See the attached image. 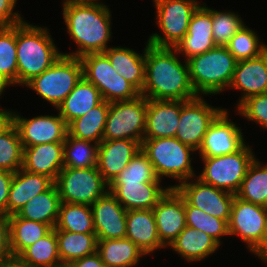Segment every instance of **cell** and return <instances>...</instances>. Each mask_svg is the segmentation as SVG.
<instances>
[{
  "label": "cell",
  "instance_id": "cell-1",
  "mask_svg": "<svg viewBox=\"0 0 267 267\" xmlns=\"http://www.w3.org/2000/svg\"><path fill=\"white\" fill-rule=\"evenodd\" d=\"M145 45V84L140 94L151 100L187 101L197 97L187 60L182 63L175 48Z\"/></svg>",
  "mask_w": 267,
  "mask_h": 267
},
{
  "label": "cell",
  "instance_id": "cell-2",
  "mask_svg": "<svg viewBox=\"0 0 267 267\" xmlns=\"http://www.w3.org/2000/svg\"><path fill=\"white\" fill-rule=\"evenodd\" d=\"M62 14L66 31L73 39L77 50L63 55L81 58L90 53H103L112 39V15L106 4L62 1Z\"/></svg>",
  "mask_w": 267,
  "mask_h": 267
},
{
  "label": "cell",
  "instance_id": "cell-3",
  "mask_svg": "<svg viewBox=\"0 0 267 267\" xmlns=\"http://www.w3.org/2000/svg\"><path fill=\"white\" fill-rule=\"evenodd\" d=\"M17 85L47 70L61 55L49 28L23 21L16 25Z\"/></svg>",
  "mask_w": 267,
  "mask_h": 267
},
{
  "label": "cell",
  "instance_id": "cell-4",
  "mask_svg": "<svg viewBox=\"0 0 267 267\" xmlns=\"http://www.w3.org/2000/svg\"><path fill=\"white\" fill-rule=\"evenodd\" d=\"M237 62L226 46H216L187 59L190 82L196 95H216L228 89Z\"/></svg>",
  "mask_w": 267,
  "mask_h": 267
},
{
  "label": "cell",
  "instance_id": "cell-5",
  "mask_svg": "<svg viewBox=\"0 0 267 267\" xmlns=\"http://www.w3.org/2000/svg\"><path fill=\"white\" fill-rule=\"evenodd\" d=\"M141 150L147 155L161 181L165 177L178 181V184L172 185L171 188H176L182 182L197 176L191 157V154L196 153L195 150L176 137L143 139Z\"/></svg>",
  "mask_w": 267,
  "mask_h": 267
},
{
  "label": "cell",
  "instance_id": "cell-6",
  "mask_svg": "<svg viewBox=\"0 0 267 267\" xmlns=\"http://www.w3.org/2000/svg\"><path fill=\"white\" fill-rule=\"evenodd\" d=\"M82 77L81 59L62 54L47 70L24 86L32 89L57 109Z\"/></svg>",
  "mask_w": 267,
  "mask_h": 267
},
{
  "label": "cell",
  "instance_id": "cell-7",
  "mask_svg": "<svg viewBox=\"0 0 267 267\" xmlns=\"http://www.w3.org/2000/svg\"><path fill=\"white\" fill-rule=\"evenodd\" d=\"M203 171L196 178L215 188L236 194L247 169L256 158L253 149L244 144L234 153L215 157H200Z\"/></svg>",
  "mask_w": 267,
  "mask_h": 267
},
{
  "label": "cell",
  "instance_id": "cell-8",
  "mask_svg": "<svg viewBox=\"0 0 267 267\" xmlns=\"http://www.w3.org/2000/svg\"><path fill=\"white\" fill-rule=\"evenodd\" d=\"M156 24L161 34L152 33L147 42L155 47L175 48L188 31L193 13L201 5L197 0H153Z\"/></svg>",
  "mask_w": 267,
  "mask_h": 267
},
{
  "label": "cell",
  "instance_id": "cell-9",
  "mask_svg": "<svg viewBox=\"0 0 267 267\" xmlns=\"http://www.w3.org/2000/svg\"><path fill=\"white\" fill-rule=\"evenodd\" d=\"M54 184L61 203L91 206L109 190V184L103 179L97 167L63 168Z\"/></svg>",
  "mask_w": 267,
  "mask_h": 267
},
{
  "label": "cell",
  "instance_id": "cell-10",
  "mask_svg": "<svg viewBox=\"0 0 267 267\" xmlns=\"http://www.w3.org/2000/svg\"><path fill=\"white\" fill-rule=\"evenodd\" d=\"M148 99L143 95L132 100L110 102L103 140L143 141Z\"/></svg>",
  "mask_w": 267,
  "mask_h": 267
},
{
  "label": "cell",
  "instance_id": "cell-11",
  "mask_svg": "<svg viewBox=\"0 0 267 267\" xmlns=\"http://www.w3.org/2000/svg\"><path fill=\"white\" fill-rule=\"evenodd\" d=\"M83 76L100 91L107 102L132 100L140 92L111 65L104 53H90L82 56Z\"/></svg>",
  "mask_w": 267,
  "mask_h": 267
},
{
  "label": "cell",
  "instance_id": "cell-12",
  "mask_svg": "<svg viewBox=\"0 0 267 267\" xmlns=\"http://www.w3.org/2000/svg\"><path fill=\"white\" fill-rule=\"evenodd\" d=\"M229 236H239L255 254L267 236V208L234 197L228 222Z\"/></svg>",
  "mask_w": 267,
  "mask_h": 267
},
{
  "label": "cell",
  "instance_id": "cell-13",
  "mask_svg": "<svg viewBox=\"0 0 267 267\" xmlns=\"http://www.w3.org/2000/svg\"><path fill=\"white\" fill-rule=\"evenodd\" d=\"M224 109L210 105L203 96L181 101L175 137L197 152L209 126Z\"/></svg>",
  "mask_w": 267,
  "mask_h": 267
},
{
  "label": "cell",
  "instance_id": "cell-14",
  "mask_svg": "<svg viewBox=\"0 0 267 267\" xmlns=\"http://www.w3.org/2000/svg\"><path fill=\"white\" fill-rule=\"evenodd\" d=\"M195 178L186 180L177 186L178 192L191 206L228 223L235 195Z\"/></svg>",
  "mask_w": 267,
  "mask_h": 267
},
{
  "label": "cell",
  "instance_id": "cell-15",
  "mask_svg": "<svg viewBox=\"0 0 267 267\" xmlns=\"http://www.w3.org/2000/svg\"><path fill=\"white\" fill-rule=\"evenodd\" d=\"M12 123L16 126L23 147L42 143L64 142L68 133L65 120L57 113L25 118L11 111Z\"/></svg>",
  "mask_w": 267,
  "mask_h": 267
},
{
  "label": "cell",
  "instance_id": "cell-16",
  "mask_svg": "<svg viewBox=\"0 0 267 267\" xmlns=\"http://www.w3.org/2000/svg\"><path fill=\"white\" fill-rule=\"evenodd\" d=\"M225 108L209 126L198 153L201 157H215L231 154L244 144L242 129L231 119Z\"/></svg>",
  "mask_w": 267,
  "mask_h": 267
},
{
  "label": "cell",
  "instance_id": "cell-17",
  "mask_svg": "<svg viewBox=\"0 0 267 267\" xmlns=\"http://www.w3.org/2000/svg\"><path fill=\"white\" fill-rule=\"evenodd\" d=\"M152 210L158 237L168 248L186 227L185 199L176 188H170Z\"/></svg>",
  "mask_w": 267,
  "mask_h": 267
},
{
  "label": "cell",
  "instance_id": "cell-18",
  "mask_svg": "<svg viewBox=\"0 0 267 267\" xmlns=\"http://www.w3.org/2000/svg\"><path fill=\"white\" fill-rule=\"evenodd\" d=\"M90 207L97 240L126 237L127 210L109 190Z\"/></svg>",
  "mask_w": 267,
  "mask_h": 267
},
{
  "label": "cell",
  "instance_id": "cell-19",
  "mask_svg": "<svg viewBox=\"0 0 267 267\" xmlns=\"http://www.w3.org/2000/svg\"><path fill=\"white\" fill-rule=\"evenodd\" d=\"M206 6L203 3L196 9L186 35L175 47L178 54L184 55L186 60L216 47L213 40L212 8Z\"/></svg>",
  "mask_w": 267,
  "mask_h": 267
},
{
  "label": "cell",
  "instance_id": "cell-20",
  "mask_svg": "<svg viewBox=\"0 0 267 267\" xmlns=\"http://www.w3.org/2000/svg\"><path fill=\"white\" fill-rule=\"evenodd\" d=\"M141 150V144L131 139L102 140L99 143L97 169L110 184Z\"/></svg>",
  "mask_w": 267,
  "mask_h": 267
},
{
  "label": "cell",
  "instance_id": "cell-21",
  "mask_svg": "<svg viewBox=\"0 0 267 267\" xmlns=\"http://www.w3.org/2000/svg\"><path fill=\"white\" fill-rule=\"evenodd\" d=\"M229 89L242 92L236 107L248 97L267 93V50L259 57L237 62Z\"/></svg>",
  "mask_w": 267,
  "mask_h": 267
},
{
  "label": "cell",
  "instance_id": "cell-22",
  "mask_svg": "<svg viewBox=\"0 0 267 267\" xmlns=\"http://www.w3.org/2000/svg\"><path fill=\"white\" fill-rule=\"evenodd\" d=\"M180 114L181 100L148 99L143 139L175 137Z\"/></svg>",
  "mask_w": 267,
  "mask_h": 267
},
{
  "label": "cell",
  "instance_id": "cell-23",
  "mask_svg": "<svg viewBox=\"0 0 267 267\" xmlns=\"http://www.w3.org/2000/svg\"><path fill=\"white\" fill-rule=\"evenodd\" d=\"M161 183L144 182L109 185V191L127 211L153 209L171 188V185L162 187Z\"/></svg>",
  "mask_w": 267,
  "mask_h": 267
},
{
  "label": "cell",
  "instance_id": "cell-24",
  "mask_svg": "<svg viewBox=\"0 0 267 267\" xmlns=\"http://www.w3.org/2000/svg\"><path fill=\"white\" fill-rule=\"evenodd\" d=\"M64 143H42L23 147L22 169L34 174H43L56 180L63 169Z\"/></svg>",
  "mask_w": 267,
  "mask_h": 267
},
{
  "label": "cell",
  "instance_id": "cell-25",
  "mask_svg": "<svg viewBox=\"0 0 267 267\" xmlns=\"http://www.w3.org/2000/svg\"><path fill=\"white\" fill-rule=\"evenodd\" d=\"M54 181L46 175L20 168L13 174L7 201V216L17 214L36 195L47 191Z\"/></svg>",
  "mask_w": 267,
  "mask_h": 267
},
{
  "label": "cell",
  "instance_id": "cell-26",
  "mask_svg": "<svg viewBox=\"0 0 267 267\" xmlns=\"http://www.w3.org/2000/svg\"><path fill=\"white\" fill-rule=\"evenodd\" d=\"M126 238L132 240L146 255L166 248L158 237L152 209L127 211Z\"/></svg>",
  "mask_w": 267,
  "mask_h": 267
},
{
  "label": "cell",
  "instance_id": "cell-27",
  "mask_svg": "<svg viewBox=\"0 0 267 267\" xmlns=\"http://www.w3.org/2000/svg\"><path fill=\"white\" fill-rule=\"evenodd\" d=\"M102 101L98 88L83 76L56 110L68 125Z\"/></svg>",
  "mask_w": 267,
  "mask_h": 267
},
{
  "label": "cell",
  "instance_id": "cell-28",
  "mask_svg": "<svg viewBox=\"0 0 267 267\" xmlns=\"http://www.w3.org/2000/svg\"><path fill=\"white\" fill-rule=\"evenodd\" d=\"M140 54L128 47L114 46L103 53L108 57L112 67L140 93L145 84V51Z\"/></svg>",
  "mask_w": 267,
  "mask_h": 267
},
{
  "label": "cell",
  "instance_id": "cell-29",
  "mask_svg": "<svg viewBox=\"0 0 267 267\" xmlns=\"http://www.w3.org/2000/svg\"><path fill=\"white\" fill-rule=\"evenodd\" d=\"M220 244L203 231L186 226L177 238L169 245L176 254L186 261L196 262L213 255Z\"/></svg>",
  "mask_w": 267,
  "mask_h": 267
},
{
  "label": "cell",
  "instance_id": "cell-30",
  "mask_svg": "<svg viewBox=\"0 0 267 267\" xmlns=\"http://www.w3.org/2000/svg\"><path fill=\"white\" fill-rule=\"evenodd\" d=\"M97 253L106 267H136L146 254L130 239L98 240Z\"/></svg>",
  "mask_w": 267,
  "mask_h": 267
},
{
  "label": "cell",
  "instance_id": "cell-31",
  "mask_svg": "<svg viewBox=\"0 0 267 267\" xmlns=\"http://www.w3.org/2000/svg\"><path fill=\"white\" fill-rule=\"evenodd\" d=\"M51 230L52 228L45 223L20 218L17 214L8 216L9 250L12 258L15 259L25 248Z\"/></svg>",
  "mask_w": 267,
  "mask_h": 267
},
{
  "label": "cell",
  "instance_id": "cell-32",
  "mask_svg": "<svg viewBox=\"0 0 267 267\" xmlns=\"http://www.w3.org/2000/svg\"><path fill=\"white\" fill-rule=\"evenodd\" d=\"M60 205L61 199L56 185L53 184L47 191L28 201L17 215L20 218L45 223L53 229L58 219Z\"/></svg>",
  "mask_w": 267,
  "mask_h": 267
},
{
  "label": "cell",
  "instance_id": "cell-33",
  "mask_svg": "<svg viewBox=\"0 0 267 267\" xmlns=\"http://www.w3.org/2000/svg\"><path fill=\"white\" fill-rule=\"evenodd\" d=\"M109 105L110 102L103 100L85 115L70 122L67 125L68 134L78 139L99 144L103 140Z\"/></svg>",
  "mask_w": 267,
  "mask_h": 267
},
{
  "label": "cell",
  "instance_id": "cell-34",
  "mask_svg": "<svg viewBox=\"0 0 267 267\" xmlns=\"http://www.w3.org/2000/svg\"><path fill=\"white\" fill-rule=\"evenodd\" d=\"M15 260L24 267H55L61 260L58 254L56 230L25 248Z\"/></svg>",
  "mask_w": 267,
  "mask_h": 267
},
{
  "label": "cell",
  "instance_id": "cell-35",
  "mask_svg": "<svg viewBox=\"0 0 267 267\" xmlns=\"http://www.w3.org/2000/svg\"><path fill=\"white\" fill-rule=\"evenodd\" d=\"M58 254L61 262L73 263L97 252L95 233H74L56 230Z\"/></svg>",
  "mask_w": 267,
  "mask_h": 267
},
{
  "label": "cell",
  "instance_id": "cell-36",
  "mask_svg": "<svg viewBox=\"0 0 267 267\" xmlns=\"http://www.w3.org/2000/svg\"><path fill=\"white\" fill-rule=\"evenodd\" d=\"M238 198L267 208V164L255 158L235 194Z\"/></svg>",
  "mask_w": 267,
  "mask_h": 267
},
{
  "label": "cell",
  "instance_id": "cell-37",
  "mask_svg": "<svg viewBox=\"0 0 267 267\" xmlns=\"http://www.w3.org/2000/svg\"><path fill=\"white\" fill-rule=\"evenodd\" d=\"M16 25L0 28V88L17 85Z\"/></svg>",
  "mask_w": 267,
  "mask_h": 267
},
{
  "label": "cell",
  "instance_id": "cell-38",
  "mask_svg": "<svg viewBox=\"0 0 267 267\" xmlns=\"http://www.w3.org/2000/svg\"><path fill=\"white\" fill-rule=\"evenodd\" d=\"M55 230L74 233H95L89 205L61 203Z\"/></svg>",
  "mask_w": 267,
  "mask_h": 267
},
{
  "label": "cell",
  "instance_id": "cell-39",
  "mask_svg": "<svg viewBox=\"0 0 267 267\" xmlns=\"http://www.w3.org/2000/svg\"><path fill=\"white\" fill-rule=\"evenodd\" d=\"M64 143L63 168L96 167L99 144L75 138L67 133Z\"/></svg>",
  "mask_w": 267,
  "mask_h": 267
},
{
  "label": "cell",
  "instance_id": "cell-40",
  "mask_svg": "<svg viewBox=\"0 0 267 267\" xmlns=\"http://www.w3.org/2000/svg\"><path fill=\"white\" fill-rule=\"evenodd\" d=\"M22 165V142L16 126L11 122L0 133V169L15 173Z\"/></svg>",
  "mask_w": 267,
  "mask_h": 267
},
{
  "label": "cell",
  "instance_id": "cell-41",
  "mask_svg": "<svg viewBox=\"0 0 267 267\" xmlns=\"http://www.w3.org/2000/svg\"><path fill=\"white\" fill-rule=\"evenodd\" d=\"M226 47L237 61L259 57L267 50V44L261 42L256 31L246 24L230 39Z\"/></svg>",
  "mask_w": 267,
  "mask_h": 267
},
{
  "label": "cell",
  "instance_id": "cell-42",
  "mask_svg": "<svg viewBox=\"0 0 267 267\" xmlns=\"http://www.w3.org/2000/svg\"><path fill=\"white\" fill-rule=\"evenodd\" d=\"M186 226L203 231L214 238L220 245L221 237L229 236L228 223L214 216L208 215L197 207L191 206L185 200Z\"/></svg>",
  "mask_w": 267,
  "mask_h": 267
},
{
  "label": "cell",
  "instance_id": "cell-43",
  "mask_svg": "<svg viewBox=\"0 0 267 267\" xmlns=\"http://www.w3.org/2000/svg\"><path fill=\"white\" fill-rule=\"evenodd\" d=\"M161 182L157 177L147 155L140 150L127 167L109 184L125 185V183Z\"/></svg>",
  "mask_w": 267,
  "mask_h": 267
},
{
  "label": "cell",
  "instance_id": "cell-44",
  "mask_svg": "<svg viewBox=\"0 0 267 267\" xmlns=\"http://www.w3.org/2000/svg\"><path fill=\"white\" fill-rule=\"evenodd\" d=\"M213 40L216 46H226L230 39L245 26V22L233 11H217L212 8Z\"/></svg>",
  "mask_w": 267,
  "mask_h": 267
},
{
  "label": "cell",
  "instance_id": "cell-45",
  "mask_svg": "<svg viewBox=\"0 0 267 267\" xmlns=\"http://www.w3.org/2000/svg\"><path fill=\"white\" fill-rule=\"evenodd\" d=\"M236 112L267 130V93L248 97L237 107Z\"/></svg>",
  "mask_w": 267,
  "mask_h": 267
},
{
  "label": "cell",
  "instance_id": "cell-46",
  "mask_svg": "<svg viewBox=\"0 0 267 267\" xmlns=\"http://www.w3.org/2000/svg\"><path fill=\"white\" fill-rule=\"evenodd\" d=\"M17 0H0V28L10 27L25 21L21 14L14 11Z\"/></svg>",
  "mask_w": 267,
  "mask_h": 267
},
{
  "label": "cell",
  "instance_id": "cell-47",
  "mask_svg": "<svg viewBox=\"0 0 267 267\" xmlns=\"http://www.w3.org/2000/svg\"><path fill=\"white\" fill-rule=\"evenodd\" d=\"M9 250L8 216L0 215V264L12 261Z\"/></svg>",
  "mask_w": 267,
  "mask_h": 267
},
{
  "label": "cell",
  "instance_id": "cell-48",
  "mask_svg": "<svg viewBox=\"0 0 267 267\" xmlns=\"http://www.w3.org/2000/svg\"><path fill=\"white\" fill-rule=\"evenodd\" d=\"M13 172L0 169V215L7 216V201Z\"/></svg>",
  "mask_w": 267,
  "mask_h": 267
},
{
  "label": "cell",
  "instance_id": "cell-49",
  "mask_svg": "<svg viewBox=\"0 0 267 267\" xmlns=\"http://www.w3.org/2000/svg\"><path fill=\"white\" fill-rule=\"evenodd\" d=\"M73 265L75 267H106L97 252L92 255L75 260L73 262Z\"/></svg>",
  "mask_w": 267,
  "mask_h": 267
},
{
  "label": "cell",
  "instance_id": "cell-50",
  "mask_svg": "<svg viewBox=\"0 0 267 267\" xmlns=\"http://www.w3.org/2000/svg\"><path fill=\"white\" fill-rule=\"evenodd\" d=\"M12 122L11 110L0 108V133Z\"/></svg>",
  "mask_w": 267,
  "mask_h": 267
},
{
  "label": "cell",
  "instance_id": "cell-51",
  "mask_svg": "<svg viewBox=\"0 0 267 267\" xmlns=\"http://www.w3.org/2000/svg\"><path fill=\"white\" fill-rule=\"evenodd\" d=\"M255 255L258 256V258L261 259L262 262H267V236L263 246L255 253Z\"/></svg>",
  "mask_w": 267,
  "mask_h": 267
},
{
  "label": "cell",
  "instance_id": "cell-52",
  "mask_svg": "<svg viewBox=\"0 0 267 267\" xmlns=\"http://www.w3.org/2000/svg\"><path fill=\"white\" fill-rule=\"evenodd\" d=\"M0 267H24V266H21L15 259H13L10 262L0 264Z\"/></svg>",
  "mask_w": 267,
  "mask_h": 267
},
{
  "label": "cell",
  "instance_id": "cell-53",
  "mask_svg": "<svg viewBox=\"0 0 267 267\" xmlns=\"http://www.w3.org/2000/svg\"><path fill=\"white\" fill-rule=\"evenodd\" d=\"M55 267H75V266L73 265V263H63V262H61Z\"/></svg>",
  "mask_w": 267,
  "mask_h": 267
},
{
  "label": "cell",
  "instance_id": "cell-54",
  "mask_svg": "<svg viewBox=\"0 0 267 267\" xmlns=\"http://www.w3.org/2000/svg\"><path fill=\"white\" fill-rule=\"evenodd\" d=\"M75 1H78V2H89V3H99L98 0H75Z\"/></svg>",
  "mask_w": 267,
  "mask_h": 267
},
{
  "label": "cell",
  "instance_id": "cell-55",
  "mask_svg": "<svg viewBox=\"0 0 267 267\" xmlns=\"http://www.w3.org/2000/svg\"><path fill=\"white\" fill-rule=\"evenodd\" d=\"M4 94V91L0 88V98H1V96ZM0 107H1V105H0Z\"/></svg>",
  "mask_w": 267,
  "mask_h": 267
}]
</instances>
